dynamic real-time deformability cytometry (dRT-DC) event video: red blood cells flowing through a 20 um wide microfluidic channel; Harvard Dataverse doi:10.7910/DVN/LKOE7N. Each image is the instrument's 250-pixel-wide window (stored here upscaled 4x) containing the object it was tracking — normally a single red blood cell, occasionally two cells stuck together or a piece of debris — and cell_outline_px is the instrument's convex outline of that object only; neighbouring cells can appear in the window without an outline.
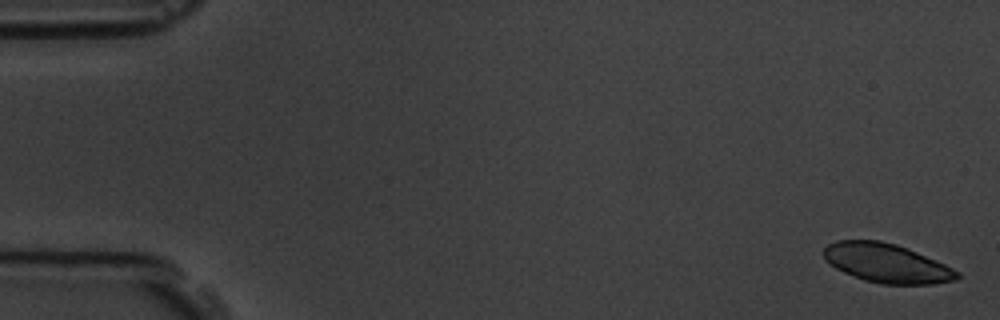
{"species": "common noctule bat (a hibernating species)", "species_latin": "Nyctalus noctula", "temperature_condition": "room temperature", "stored_images_in_passage": 6, "camera_frame_rate_fps": 3000, "um_per_image_px": 0.085, "animal": {"sex": "male", "body_mass_g": 19.5, "forearm_length_mm": 54.6}, "frame": {"image": 1, "passage_image": 1, "time_ms": 0.0, "image_size_px": [1000, 320], "cell_outline_px": [[960, 276], [956, 280], [932, 284], [880, 284], [864, 280], [844, 272], [836, 268], [824, 260], [824, 248], [828, 244], [836, 240], [880, 240], [896, 244], [936, 260], [960, 272]], "centroid_in_image_um": [75.35, 22.37], "position_along_channel_um": 9.6, "area_um2": 30.29}}